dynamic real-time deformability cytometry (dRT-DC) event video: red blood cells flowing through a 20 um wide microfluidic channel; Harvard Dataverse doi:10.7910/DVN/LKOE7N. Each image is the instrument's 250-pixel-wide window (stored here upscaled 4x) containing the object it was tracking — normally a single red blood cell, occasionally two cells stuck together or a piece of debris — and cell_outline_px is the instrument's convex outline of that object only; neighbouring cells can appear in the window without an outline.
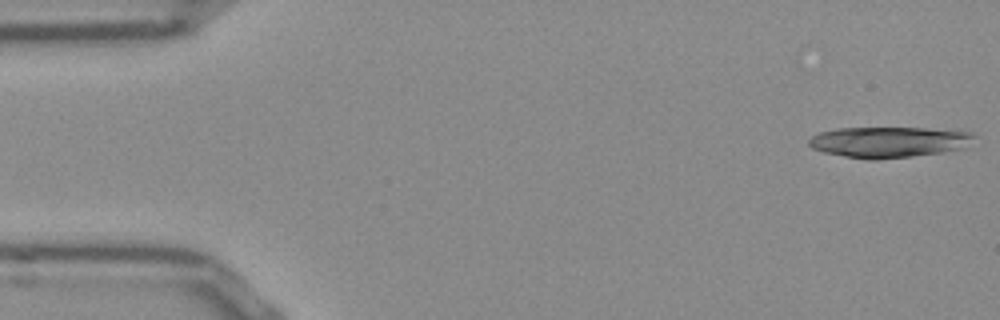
{"species": "Egyptian fruit bat (a non-hibernating species)", "species_latin": "Rousettus aegyptiacus", "temperature_condition": "room temperature", "stored_images_in_passage": 14, "camera_frame_rate_fps": 3000, "um_per_image_px": 0.085, "frame": {"image": 1, "passage_image": 1, "time_ms": 0.0, "image_size_px": [1000, 320], "cell_outline_px": [[976, 136], [964, 148], [944, 152], [912, 156], [876, 160], [868, 160], [844, 156], [824, 152], [812, 148], [808, 144], [808, 140], [812, 136], [820, 132], [836, 128], [928, 128], [972, 132]], "centroid_in_image_um": [75.54, 12.07], "position_along_channel_um": 9.5, "area_um2": 29.77}}
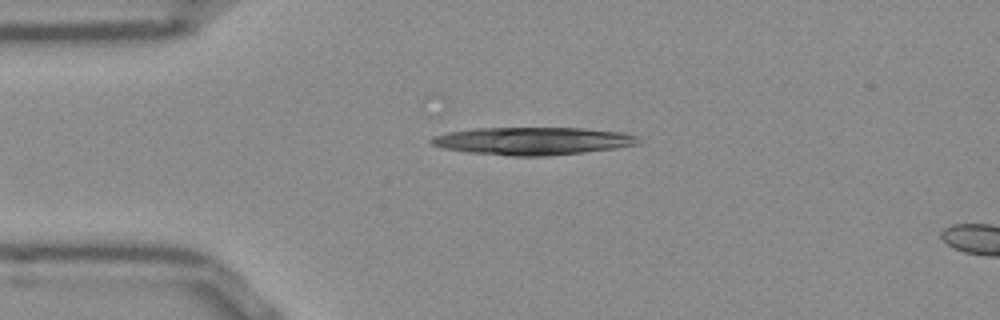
{"frame": {"image": 2, "passage_image": 11, "time_ms": 3.333, "image_size_px": [1000, 320], "cell_outline_px": [[640, 140], [636, 144], [616, 148], [548, 156], [512, 156], [468, 152], [440, 148], [432, 144], [428, 140], [432, 136], [448, 132], [476, 128], [580, 128], [624, 132], [636, 136]], "centroid_in_image_um": [45.23, 11.98], "position_along_channel_um": 39.8, "area_um2": 33.41}}